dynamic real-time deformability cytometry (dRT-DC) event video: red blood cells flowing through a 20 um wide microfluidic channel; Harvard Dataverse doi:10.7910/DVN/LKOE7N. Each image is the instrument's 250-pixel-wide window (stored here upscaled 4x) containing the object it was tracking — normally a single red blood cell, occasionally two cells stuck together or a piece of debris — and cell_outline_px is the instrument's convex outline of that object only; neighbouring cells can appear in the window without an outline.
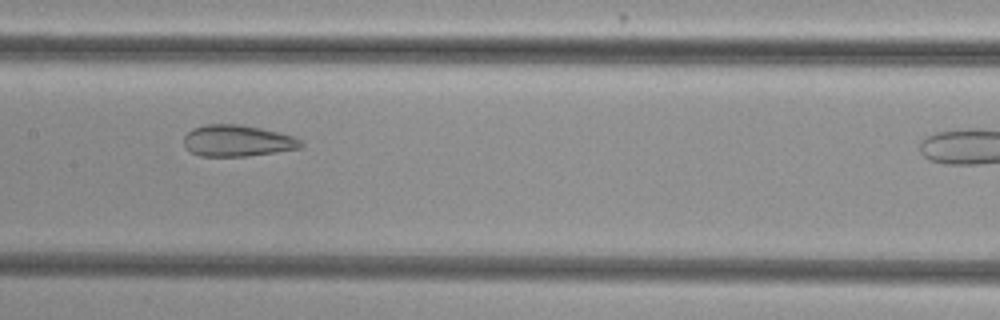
{"species": "common noctule bat (a hibernating species)", "species_latin": "Nyctalus noctula", "temperature_condition": "cold", "stored_images_in_passage": 23, "camera_frame_rate_fps": 3000, "um_per_image_px": 0.085, "animal": {"sex": "female", "body_mass_g": 29.2, "forearm_length_mm": 56.3}, "frame": {"image": 1, "passage_image": 19, "time_ms": 6.0, "image_size_px": [1000, 320], "cell_outline_px": [[304, 144], [300, 148], [276, 152], [248, 156], [200, 156], [192, 152], [184, 144], [184, 136], [192, 128], [204, 124], [240, 124], [260, 128], [292, 136], [300, 140]], "centroid_in_image_um": [20.16, 11.96], "position_along_channel_um": 187.2, "area_um2": 21.33}}
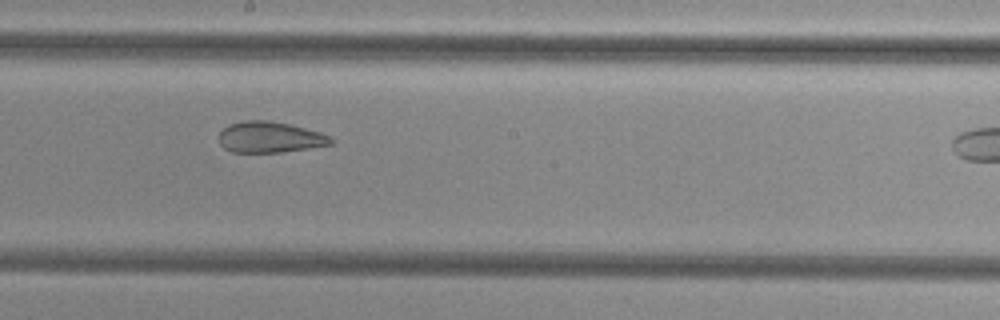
{"frame": {"image": 2, "passage_image": 22, "time_ms": 7.0, "image_size_px": [1000, 320], "cell_outline_px": [[332, 144], [308, 148], [280, 152], [232, 152], [224, 148], [220, 144], [220, 132], [228, 124], [244, 120], [268, 120], [288, 124], [320, 132], [328, 136], [332, 140]], "centroid_in_image_um": [22.9, 11.65], "position_along_channel_um": 225.3, "area_um2": 20.0}}